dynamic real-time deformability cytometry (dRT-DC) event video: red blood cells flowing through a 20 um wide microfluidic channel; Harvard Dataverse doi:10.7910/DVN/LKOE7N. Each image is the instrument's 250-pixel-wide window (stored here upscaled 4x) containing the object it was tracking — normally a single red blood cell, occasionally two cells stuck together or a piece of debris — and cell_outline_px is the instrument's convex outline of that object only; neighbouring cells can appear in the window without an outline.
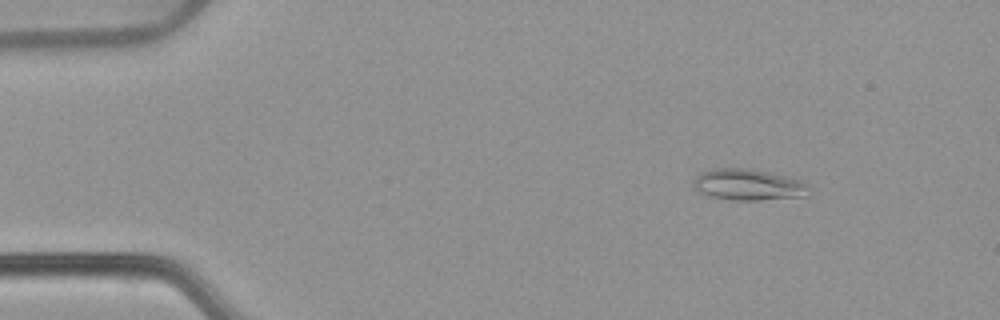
{"species": "common noctule bat (a hibernating species)", "species_latin": "Nyctalus noctula", "temperature_condition": "warm", "stored_images_in_passage": 23, "camera_frame_rate_fps": 3000, "um_per_image_px": 0.085, "animal": {"sex": "female", "body_mass_g": 22.7, "forearm_length_mm": 54.2}, "frame": {"image": 1, "passage_image": 7, "time_ms": 2.0, "image_size_px": [1000, 320], "cell_outline_px": [[808, 196], [760, 200], [732, 200], [712, 196], [696, 192], [692, 184], [692, 180], [700, 172], [712, 168], [748, 168], [768, 172], [800, 180], [808, 184]], "centroid_in_image_um": [63.55, 15.7], "position_along_channel_um": 21.4, "area_um2": 21.21}}
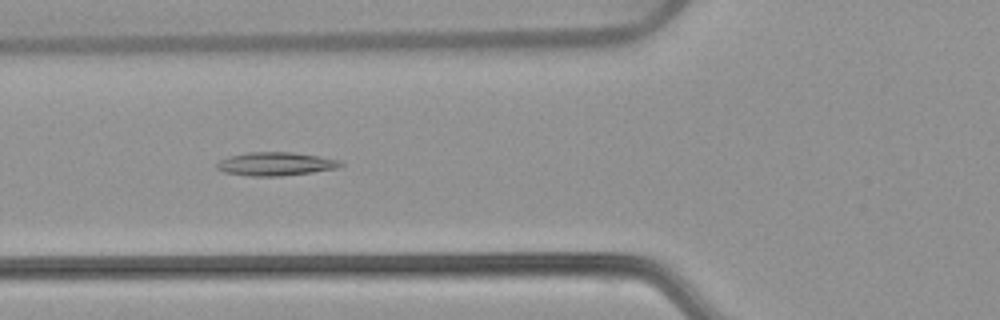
{"frame": {"image": 2, "passage_image": 20, "time_ms": 6.333, "image_size_px": [1000, 320], "cell_outline_px": [[344, 164], [340, 168], [312, 172], [280, 176], [252, 176], [224, 172], [216, 168], [216, 164], [220, 160], [228, 156], [248, 152], [292, 152], [340, 160]], "centroid_in_image_um": [23.43, 13.93], "position_along_channel_um": 102.4, "area_um2": 16.88}}